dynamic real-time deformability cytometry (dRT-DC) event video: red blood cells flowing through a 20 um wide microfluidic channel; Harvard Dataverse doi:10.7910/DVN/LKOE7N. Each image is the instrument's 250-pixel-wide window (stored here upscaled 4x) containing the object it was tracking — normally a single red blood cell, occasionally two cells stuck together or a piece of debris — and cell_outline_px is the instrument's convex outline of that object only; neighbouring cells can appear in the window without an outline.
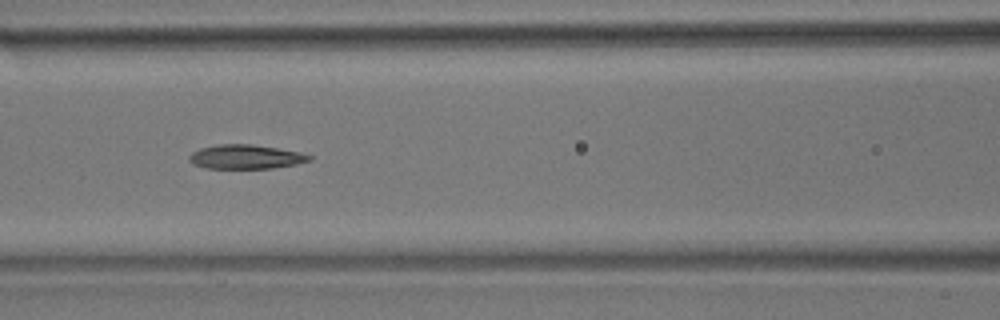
{"species": "common noctule bat (a hibernating species)", "species_latin": "Nyctalus noctula", "temperature_condition": "room temperature", "stored_images_in_passage": 11, "camera_frame_rate_fps": 3000, "um_per_image_px": 0.085, "animal": {"sex": "male", "body_mass_g": 17.9}, "frame": {"image": 1, "passage_image": 4, "time_ms": 3.333, "image_size_px": [1000, 320], "cell_outline_px": [[312, 160], [296, 164], [272, 168], [208, 168], [192, 164], [188, 160], [188, 156], [192, 152], [200, 148], [216, 144], [252, 144], [300, 152], [312, 156]], "centroid_in_image_um": [20.86, 13.32], "position_along_channel_um": 145.7, "area_um2": 16.94}}
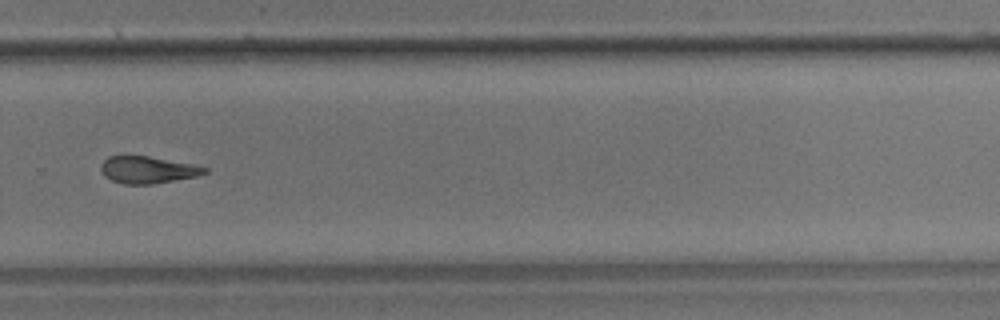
{"frame": {"image": 2, "passage_image": 8, "time_ms": 8.0, "image_size_px": [1000, 320], "cell_outline_px": [[208, 172], [196, 176], [152, 184], [124, 184], [112, 180], [104, 176], [100, 168], [100, 164], [108, 156], [148, 156], [192, 164], [208, 168]], "centroid_in_image_um": [12.53, 14.43], "position_along_channel_um": 317.3, "area_um2": 16.18}}
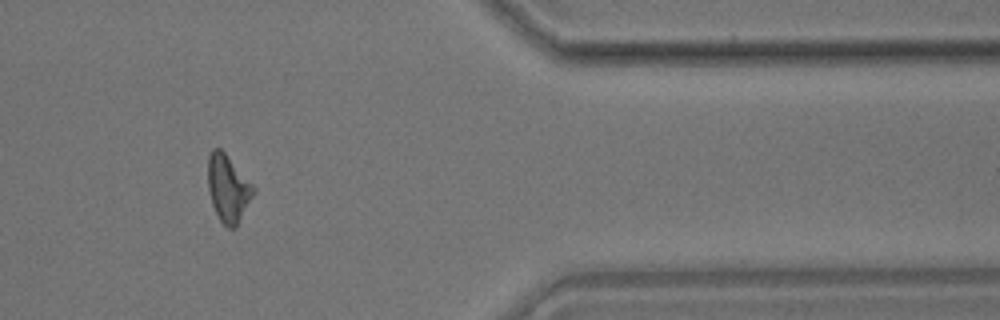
{"frame": {"image": 3, "passage_image": 10, "time_ms": 10.667, "image_size_px": [1000, 320], "cell_outline_px": [[256, 192], [236, 228], [228, 228], [220, 220], [212, 204], [208, 188], [208, 156], [212, 148], [220, 148], [224, 152], [256, 188]], "centroid_in_image_um": [19.4, 16.02], "position_along_channel_um": 392.0, "area_um2": 17.8}, "authors_computed_cell_mechanics": {"area_um2": 17.1088, "velocity_mm_per_s": 3.6766, "shape_relaxation_time_tau1_ms": 9.3152, "shape_relaxation_time_tau2_ms": null, "deformation_change_tau1": 0.189, "deformation_change_tau2": null}}